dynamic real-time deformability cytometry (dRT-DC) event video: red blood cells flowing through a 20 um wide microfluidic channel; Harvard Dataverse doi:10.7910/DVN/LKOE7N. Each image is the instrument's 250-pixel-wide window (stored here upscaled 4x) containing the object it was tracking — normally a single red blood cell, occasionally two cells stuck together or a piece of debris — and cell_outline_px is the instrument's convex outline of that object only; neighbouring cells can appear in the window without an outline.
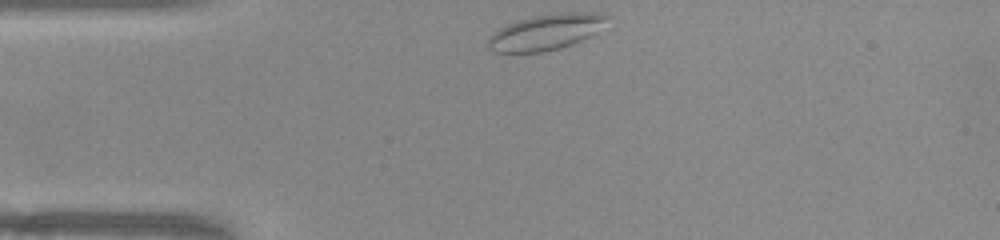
{"species": "common noctule bat (a hibernating species)", "species_latin": "Nyctalus noctula", "temperature_condition": "warm", "stored_images_in_passage": 32, "camera_frame_rate_fps": 3000, "um_per_image_px": 0.085, "animal": {"sex": "female", "body_mass_g": 22.0, "forearm_length_mm": 56.7}, "frame": {"image": 1, "passage_image": 1, "time_ms": 0.0, "image_size_px": [1000, 240], "cell_outline_px": [[612, 16], [588, 36], [572, 44], [560, 48], [544, 52], [496, 52], [488, 48], [488, 40], [500, 28], [508, 24], [520, 20], [536, 16], [560, 12], [604, 12]], "centroid_in_image_um": [46.43, 2.71], "position_along_channel_um": 38.6, "area_um2": 24.33}}
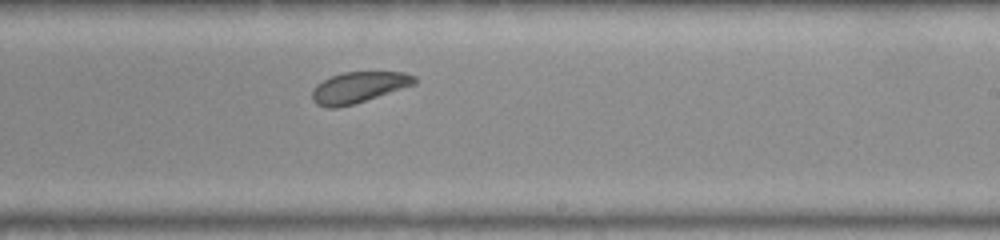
{"frame": {"image": 2, "passage_image": 20, "time_ms": 6.333, "image_size_px": [1000, 240], "cell_outline_px": [[416, 84], [352, 104], [336, 108], [324, 108], [316, 104], [312, 100], [312, 92], [316, 84], [332, 76], [344, 72], [404, 72], [416, 76]], "centroid_in_image_um": [30.46, 7.42], "position_along_channel_um": 258.5, "area_um2": 18.32}}
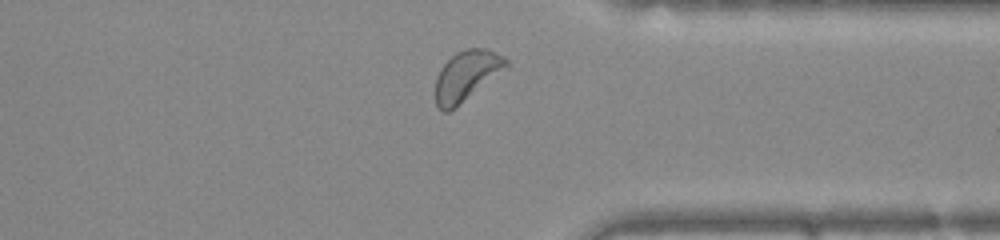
{"frame": {"image": 3, "passage_image": 29, "time_ms": 9.333, "image_size_px": [1000, 240], "cell_outline_px": [[508, 68], [448, 112], [444, 112], [436, 104], [436, 76], [440, 68], [456, 52], [464, 48], [488, 48], [504, 56], [508, 60]], "centroid_in_image_um": [39.68, 6.39], "position_along_channel_um": 371.7, "area_um2": 20.58}, "authors_computed_cell_mechanics": {"area_um2": 19.1607, "velocity_mm_per_s": 3.9048, "shape_relaxation_time_tau1_ms": 2.4047, "shape_relaxation_time_tau2_ms": 3.4433, "deformation_change_tau1": 0.0461, "deformation_change_tau2": 0.0981}}